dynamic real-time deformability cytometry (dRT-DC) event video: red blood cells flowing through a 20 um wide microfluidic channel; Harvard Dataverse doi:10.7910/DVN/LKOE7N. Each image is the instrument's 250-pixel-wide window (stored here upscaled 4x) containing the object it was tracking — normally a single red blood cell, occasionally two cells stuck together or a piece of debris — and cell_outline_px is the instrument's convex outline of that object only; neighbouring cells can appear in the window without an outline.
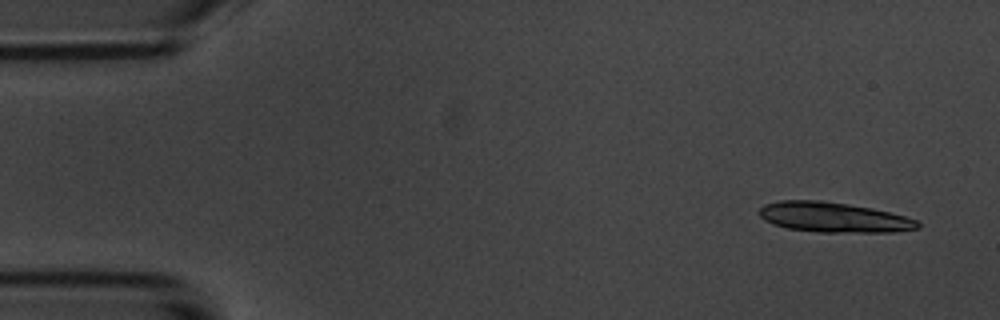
{"species": "common noctule bat (a hibernating species)", "species_latin": "Nyctalus noctula", "temperature_condition": "room temperature", "stored_images_in_passage": 5, "camera_frame_rate_fps": 3000, "um_per_image_px": 0.085, "animal": {"sex": "male", "body_mass_g": 20.1, "forearm_length_mm": 53.5}, "frame": {"image": 1, "passage_image": 5, "time_ms": 5.333, "image_size_px": [1000, 320], "cell_outline_px": [[920, 228], [896, 232], [820, 232], [788, 228], [772, 224], [764, 220], [760, 216], [760, 208], [764, 204], [780, 200], [824, 200], [872, 208], [904, 216], [916, 220], [920, 224]], "centroid_in_image_um": [70.85, 18.47], "position_along_channel_um": 14.2, "area_um2": 27.74}}